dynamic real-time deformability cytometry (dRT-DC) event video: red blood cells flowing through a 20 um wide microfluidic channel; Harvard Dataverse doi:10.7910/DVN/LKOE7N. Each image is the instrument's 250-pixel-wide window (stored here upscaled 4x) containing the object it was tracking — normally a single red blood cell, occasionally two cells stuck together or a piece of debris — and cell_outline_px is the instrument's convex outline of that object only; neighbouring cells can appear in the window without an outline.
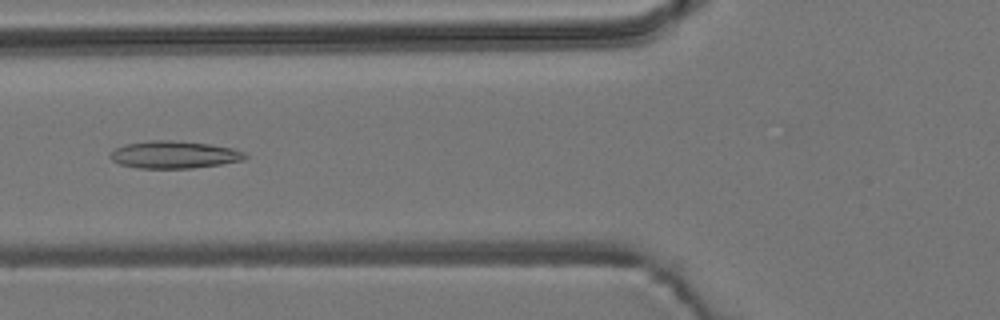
{"species": "common noctule bat (a hibernating species)", "species_latin": "Nyctalus noctula", "temperature_condition": "room temperature", "stored_images_in_passage": 42, "camera_frame_rate_fps": 3000, "um_per_image_px": 0.085, "animal": {"sex": "male", "body_mass_g": 19.2, "forearm_length_mm": 51.8}, "frame": {"image": 1, "passage_image": 8, "time_ms": 2.333, "image_size_px": [1000, 320], "cell_outline_px": [[248, 156], [244, 160], [220, 164], [192, 168], [136, 168], [120, 164], [112, 160], [108, 156], [116, 148], [124, 144], [148, 140], [172, 140], [208, 144], [232, 148], [244, 152]], "centroid_in_image_um": [14.78, 13.14], "position_along_channel_um": 111.0, "area_um2": 21.5}}
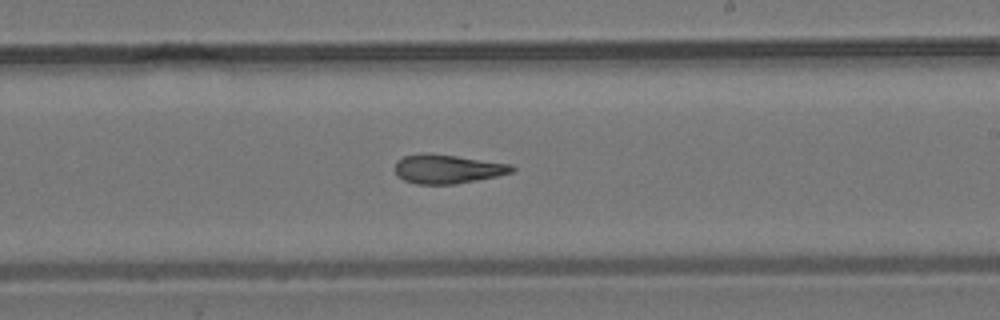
{"frame": {"image": 2, "passage_image": 19, "time_ms": 6.0, "image_size_px": [1000, 320], "cell_outline_px": [[516, 168], [512, 172], [496, 176], [456, 184], [416, 184], [404, 180], [396, 172], [396, 160], [404, 156], [424, 152], [456, 156], [512, 164]], "centroid_in_image_um": [38.04, 14.35], "position_along_channel_um": 251.0, "area_um2": 19.65}}
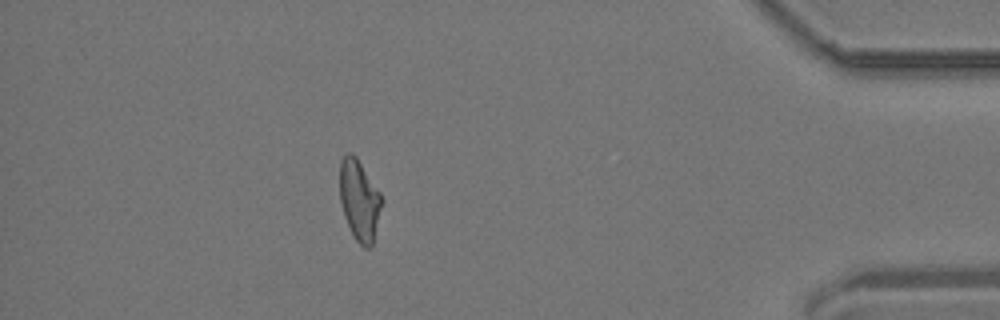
{"frame": {"image": 3, "passage_image": 35, "time_ms": 11.333, "image_size_px": [1000, 320], "cell_outline_px": [[384, 200], [372, 244], [368, 248], [364, 248], [352, 236], [344, 216], [340, 200], [340, 160], [348, 152], [352, 152], [356, 156], [380, 192]], "centroid_in_image_um": [30.55, 17.01], "position_along_channel_um": 404.6, "area_um2": 19.88}, "authors_computed_cell_mechanics": {"area_um2": 20.2011, "velocity_mm_per_s": 3.8241, "shape_relaxation_time_tau1_ms": null, "shape_relaxation_time_tau2_ms": 3.6951, "deformation_change_tau1": null, "deformation_change_tau2": 0.1378}}